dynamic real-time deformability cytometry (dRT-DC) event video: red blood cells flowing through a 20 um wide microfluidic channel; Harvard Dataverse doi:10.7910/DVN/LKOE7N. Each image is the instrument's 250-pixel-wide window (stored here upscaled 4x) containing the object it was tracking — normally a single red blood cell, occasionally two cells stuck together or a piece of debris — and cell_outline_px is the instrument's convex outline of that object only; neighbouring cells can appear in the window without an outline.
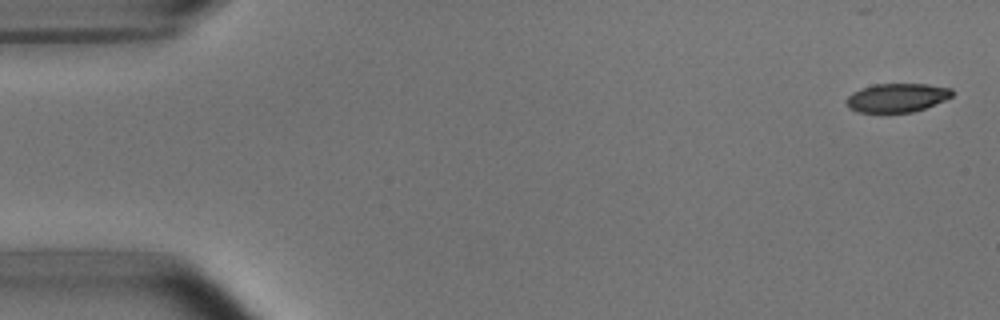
{"species": "common noctule bat (a hibernating species)", "species_latin": "Nyctalus noctula", "temperature_condition": "room temperature", "stored_images_in_passage": 5, "camera_frame_rate_fps": 3000, "um_per_image_px": 0.085, "animal": {"sex": "male", "body_mass_g": 15.6}, "frame": {"image": 1, "passage_image": 1, "time_ms": 0.0, "image_size_px": [1000, 320], "cell_outline_px": [[952, 96], [944, 100], [924, 108], [912, 112], [856, 112], [848, 108], [844, 100], [852, 92], [860, 88], [876, 84], [928, 84], [952, 88]], "centroid_in_image_um": [76.19, 8.3], "position_along_channel_um": 8.8, "area_um2": 17.74}}
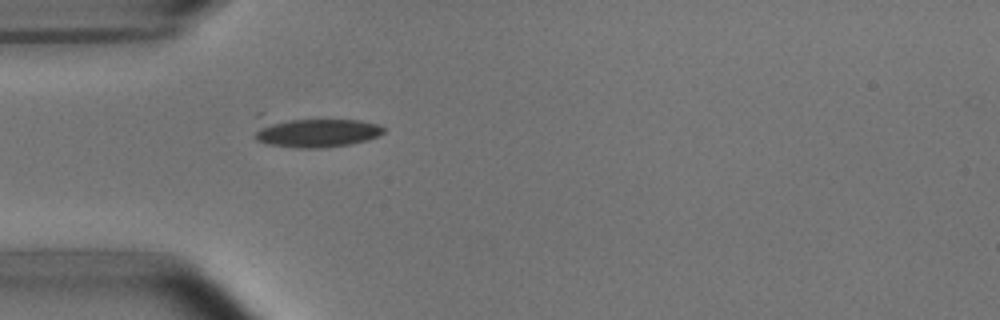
{"frame": {"image": 2, "passage_image": 5, "time_ms": 4.667, "image_size_px": [1000, 320], "cell_outline_px": [[384, 132], [368, 140], [348, 144], [324, 148], [296, 148], [268, 144], [256, 140], [256, 132], [264, 124], [292, 120], [360, 120], [376, 124], [384, 128]], "centroid_in_image_um": [26.97, 11.31], "position_along_channel_um": 58.0, "area_um2": 20.92}}